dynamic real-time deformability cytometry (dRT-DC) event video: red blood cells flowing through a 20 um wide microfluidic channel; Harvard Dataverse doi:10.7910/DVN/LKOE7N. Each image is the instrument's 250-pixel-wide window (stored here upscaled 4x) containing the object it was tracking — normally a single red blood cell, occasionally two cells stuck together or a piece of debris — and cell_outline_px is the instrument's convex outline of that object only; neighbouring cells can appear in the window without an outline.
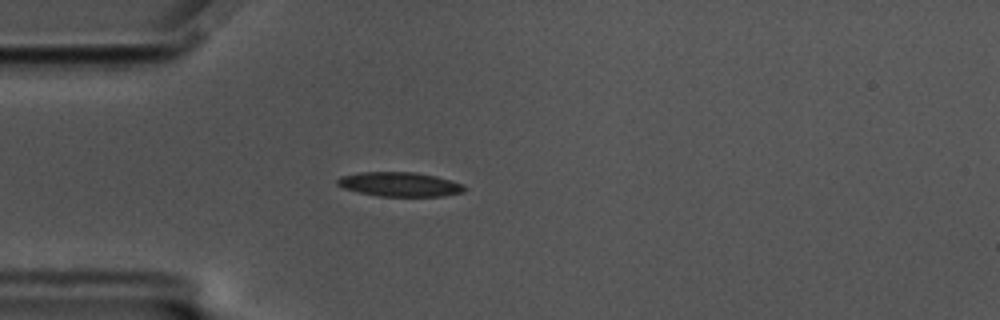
{"species": "common noctule bat (a hibernating species)", "species_latin": "Nyctalus noctula", "temperature_condition": "cold", "stored_images_in_passage": 44, "camera_frame_rate_fps": 3000, "um_per_image_px": 0.085, "animal": {"sex": "male", "body_mass_g": 17.5, "forearm_length_mm": 52.3}, "frame": {"image": 1, "passage_image": 2, "time_ms": 0.333, "image_size_px": [1000, 320], "cell_outline_px": [[468, 188], [464, 192], [444, 196], [380, 196], [360, 192], [344, 188], [336, 184], [336, 180], [340, 176], [360, 172], [416, 172], [436, 176], [452, 180], [464, 184]], "centroid_in_image_um": [34.02, 15.66], "position_along_channel_um": 51.0, "area_um2": 18.15}}
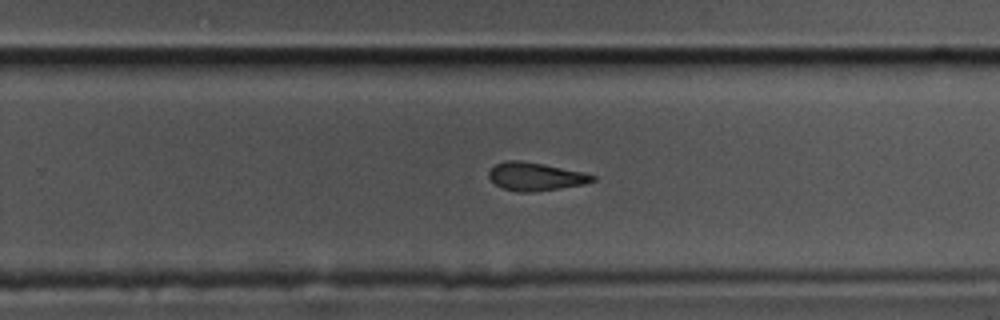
{"frame": {"image": 2, "passage_image": 23, "time_ms": 7.333, "image_size_px": [1000, 320], "cell_outline_px": [[596, 180], [584, 184], [560, 188], [532, 192], [516, 192], [504, 188], [496, 184], [488, 176], [488, 172], [496, 164], [504, 160], [520, 160], [544, 164], [584, 172], [596, 176]], "centroid_in_image_um": [45.52, 15.0], "position_along_channel_um": 284.3, "area_um2": 16.99}}
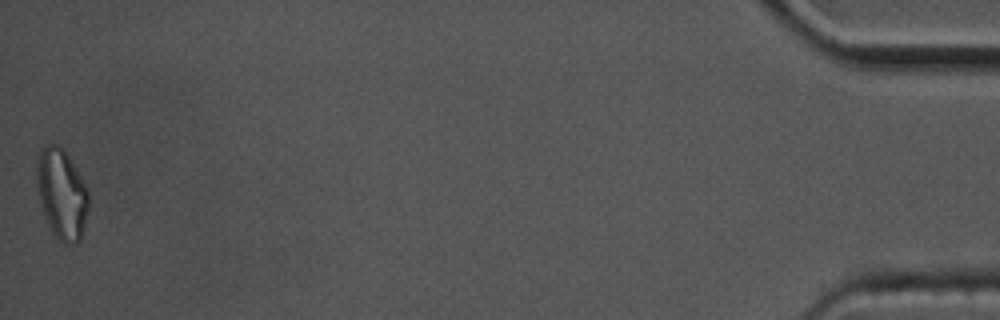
{"frame": {"image": 3, "passage_image": 44, "time_ms": 14.333, "image_size_px": [1000, 320], "cell_outline_px": [[88, 208], [80, 240], [76, 244], [64, 244], [52, 232], [44, 216], [36, 184], [36, 156], [48, 144], [56, 144], [64, 148], [88, 188]], "centroid_in_image_um": [5.24, 16.46], "position_along_channel_um": 430.0, "area_um2": 27.34}, "authors_computed_cell_mechanics": {"area_um2": 18.2359, "velocity_mm_per_s": 3.4653, "shape_relaxation_time_tau1_ms": null, "shape_relaxation_time_tau2_ms": 10.4365, "deformation_change_tau1": null, "deformation_change_tau2": 0.2135}}